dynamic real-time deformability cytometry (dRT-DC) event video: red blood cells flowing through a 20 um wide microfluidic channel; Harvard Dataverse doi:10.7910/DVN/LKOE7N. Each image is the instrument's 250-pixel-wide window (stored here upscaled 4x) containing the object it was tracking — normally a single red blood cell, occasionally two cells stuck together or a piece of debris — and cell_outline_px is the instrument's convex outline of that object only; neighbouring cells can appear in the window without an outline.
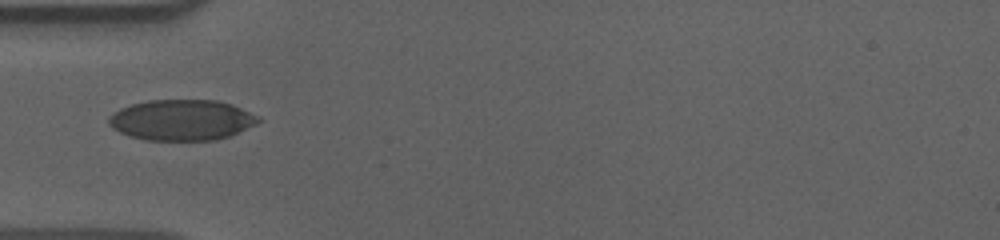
{"species": "human", "species_latin": "Homo sapiens", "temperature_condition": "cold", "stored_images_in_passage": 39, "camera_frame_rate_fps": 3000, "um_per_image_px": 0.085, "donor": {"sex": "male"}, "frame": {"image": 1, "passage_image": 1, "time_ms": 0.0, "image_size_px": [1000, 240], "cell_outline_px": [[260, 120], [256, 124], [228, 136], [216, 140], [144, 140], [128, 136], [112, 128], [108, 124], [108, 116], [112, 112], [120, 108], [132, 104], [148, 100], [216, 100], [232, 104], [260, 116]], "centroid_in_image_um": [15.41, 10.2], "position_along_channel_um": 69.6, "area_um2": 35.66}}
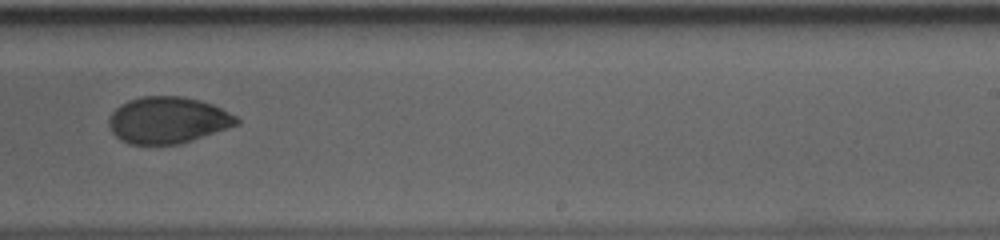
{"frame": {"image": 2, "passage_image": 18, "time_ms": 5.667, "image_size_px": [1000, 240], "cell_outline_px": [[240, 124], [180, 144], [128, 144], [120, 140], [112, 132], [108, 124], [108, 120], [112, 112], [120, 104], [128, 100], [140, 96], [184, 96], [200, 100], [212, 104], [236, 116], [240, 120]], "centroid_in_image_um": [14.25, 10.2], "position_along_channel_um": 274.8, "area_um2": 34.8}}
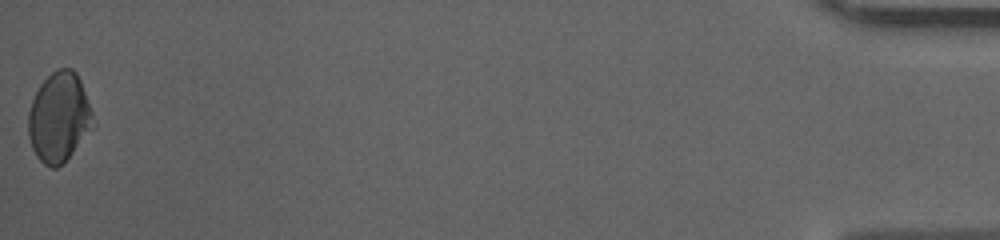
{"frame": {"image": 3, "passage_image": 39, "time_ms": 12.667, "image_size_px": [1000, 240], "cell_outline_px": [[96, 124], [72, 152], [56, 168], [52, 168], [44, 164], [36, 156], [32, 148], [28, 136], [28, 112], [32, 100], [40, 84], [56, 68], [72, 68], [76, 72], [80, 80], [92, 112]], "centroid_in_image_um": [5.01, 9.95], "position_along_channel_um": 430.2, "area_um2": 33.64}, "authors_computed_cell_mechanics": {"area_um2": 35.258, "velocity_mm_per_s": 3.6248, "shape_relaxation_time_tau1_ms": 4.9663, "shape_relaxation_time_tau2_ms": 2.2761, "deformation_change_tau1": 0.1175, "deformation_change_tau2": 0.0431}}